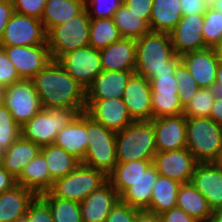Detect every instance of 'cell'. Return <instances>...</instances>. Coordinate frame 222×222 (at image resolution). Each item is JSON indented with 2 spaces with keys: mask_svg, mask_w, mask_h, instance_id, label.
Segmentation results:
<instances>
[{
  "mask_svg": "<svg viewBox=\"0 0 222 222\" xmlns=\"http://www.w3.org/2000/svg\"><path fill=\"white\" fill-rule=\"evenodd\" d=\"M39 196L49 205L53 222H83L80 203L59 199L49 191Z\"/></svg>",
  "mask_w": 222,
  "mask_h": 222,
  "instance_id": "8d00e7d4",
  "label": "cell"
},
{
  "mask_svg": "<svg viewBox=\"0 0 222 222\" xmlns=\"http://www.w3.org/2000/svg\"><path fill=\"white\" fill-rule=\"evenodd\" d=\"M140 210L119 201L107 215L105 222H134Z\"/></svg>",
  "mask_w": 222,
  "mask_h": 222,
  "instance_id": "bcb514c9",
  "label": "cell"
},
{
  "mask_svg": "<svg viewBox=\"0 0 222 222\" xmlns=\"http://www.w3.org/2000/svg\"><path fill=\"white\" fill-rule=\"evenodd\" d=\"M217 60L220 64H222V42L216 45L214 48Z\"/></svg>",
  "mask_w": 222,
  "mask_h": 222,
  "instance_id": "6f0895ef",
  "label": "cell"
},
{
  "mask_svg": "<svg viewBox=\"0 0 222 222\" xmlns=\"http://www.w3.org/2000/svg\"><path fill=\"white\" fill-rule=\"evenodd\" d=\"M3 98H4V88L0 86V105L3 104Z\"/></svg>",
  "mask_w": 222,
  "mask_h": 222,
  "instance_id": "6125c7cd",
  "label": "cell"
},
{
  "mask_svg": "<svg viewBox=\"0 0 222 222\" xmlns=\"http://www.w3.org/2000/svg\"><path fill=\"white\" fill-rule=\"evenodd\" d=\"M212 91L215 97L222 95V64H218L216 70V83L212 86Z\"/></svg>",
  "mask_w": 222,
  "mask_h": 222,
  "instance_id": "11a10c76",
  "label": "cell"
},
{
  "mask_svg": "<svg viewBox=\"0 0 222 222\" xmlns=\"http://www.w3.org/2000/svg\"><path fill=\"white\" fill-rule=\"evenodd\" d=\"M119 201L120 195L107 181L80 203L83 222H105L107 215Z\"/></svg>",
  "mask_w": 222,
  "mask_h": 222,
  "instance_id": "44dd1931",
  "label": "cell"
},
{
  "mask_svg": "<svg viewBox=\"0 0 222 222\" xmlns=\"http://www.w3.org/2000/svg\"><path fill=\"white\" fill-rule=\"evenodd\" d=\"M180 58L200 88H212L216 83V70L219 64L213 48L188 52Z\"/></svg>",
  "mask_w": 222,
  "mask_h": 222,
  "instance_id": "ffe728a7",
  "label": "cell"
},
{
  "mask_svg": "<svg viewBox=\"0 0 222 222\" xmlns=\"http://www.w3.org/2000/svg\"><path fill=\"white\" fill-rule=\"evenodd\" d=\"M86 133L89 147L81 163L108 176L117 165L116 132L105 128L86 113Z\"/></svg>",
  "mask_w": 222,
  "mask_h": 222,
  "instance_id": "5b68a950",
  "label": "cell"
},
{
  "mask_svg": "<svg viewBox=\"0 0 222 222\" xmlns=\"http://www.w3.org/2000/svg\"><path fill=\"white\" fill-rule=\"evenodd\" d=\"M152 120L157 152L186 148V117L183 114Z\"/></svg>",
  "mask_w": 222,
  "mask_h": 222,
  "instance_id": "ac0fdd59",
  "label": "cell"
},
{
  "mask_svg": "<svg viewBox=\"0 0 222 222\" xmlns=\"http://www.w3.org/2000/svg\"><path fill=\"white\" fill-rule=\"evenodd\" d=\"M190 182L212 211L222 207V170L215 163H198Z\"/></svg>",
  "mask_w": 222,
  "mask_h": 222,
  "instance_id": "d6986e66",
  "label": "cell"
},
{
  "mask_svg": "<svg viewBox=\"0 0 222 222\" xmlns=\"http://www.w3.org/2000/svg\"><path fill=\"white\" fill-rule=\"evenodd\" d=\"M3 104L20 127L43 109L32 80L25 79L4 87Z\"/></svg>",
  "mask_w": 222,
  "mask_h": 222,
  "instance_id": "9c48e42d",
  "label": "cell"
},
{
  "mask_svg": "<svg viewBox=\"0 0 222 222\" xmlns=\"http://www.w3.org/2000/svg\"><path fill=\"white\" fill-rule=\"evenodd\" d=\"M149 82L153 119L183 114L175 75H153Z\"/></svg>",
  "mask_w": 222,
  "mask_h": 222,
  "instance_id": "7c38bea8",
  "label": "cell"
},
{
  "mask_svg": "<svg viewBox=\"0 0 222 222\" xmlns=\"http://www.w3.org/2000/svg\"><path fill=\"white\" fill-rule=\"evenodd\" d=\"M38 195L21 185L0 194V222H17L23 220L30 204Z\"/></svg>",
  "mask_w": 222,
  "mask_h": 222,
  "instance_id": "cb8c5ba5",
  "label": "cell"
},
{
  "mask_svg": "<svg viewBox=\"0 0 222 222\" xmlns=\"http://www.w3.org/2000/svg\"><path fill=\"white\" fill-rule=\"evenodd\" d=\"M159 216L161 222H197L194 218L177 206Z\"/></svg>",
  "mask_w": 222,
  "mask_h": 222,
  "instance_id": "681fc988",
  "label": "cell"
},
{
  "mask_svg": "<svg viewBox=\"0 0 222 222\" xmlns=\"http://www.w3.org/2000/svg\"><path fill=\"white\" fill-rule=\"evenodd\" d=\"M114 23L124 38L137 40L150 32L149 24L132 13L126 5H122L113 16Z\"/></svg>",
  "mask_w": 222,
  "mask_h": 222,
  "instance_id": "e575fe53",
  "label": "cell"
},
{
  "mask_svg": "<svg viewBox=\"0 0 222 222\" xmlns=\"http://www.w3.org/2000/svg\"><path fill=\"white\" fill-rule=\"evenodd\" d=\"M156 151L153 120L133 121L116 132L117 163L153 160Z\"/></svg>",
  "mask_w": 222,
  "mask_h": 222,
  "instance_id": "3957f363",
  "label": "cell"
},
{
  "mask_svg": "<svg viewBox=\"0 0 222 222\" xmlns=\"http://www.w3.org/2000/svg\"><path fill=\"white\" fill-rule=\"evenodd\" d=\"M14 12L41 20L47 0H12Z\"/></svg>",
  "mask_w": 222,
  "mask_h": 222,
  "instance_id": "ee69618b",
  "label": "cell"
},
{
  "mask_svg": "<svg viewBox=\"0 0 222 222\" xmlns=\"http://www.w3.org/2000/svg\"><path fill=\"white\" fill-rule=\"evenodd\" d=\"M3 153L4 151L0 149V166H2Z\"/></svg>",
  "mask_w": 222,
  "mask_h": 222,
  "instance_id": "be15d7a7",
  "label": "cell"
},
{
  "mask_svg": "<svg viewBox=\"0 0 222 222\" xmlns=\"http://www.w3.org/2000/svg\"><path fill=\"white\" fill-rule=\"evenodd\" d=\"M174 75L178 81L180 105L184 108L200 87L182 62L176 67Z\"/></svg>",
  "mask_w": 222,
  "mask_h": 222,
  "instance_id": "60d3db41",
  "label": "cell"
},
{
  "mask_svg": "<svg viewBox=\"0 0 222 222\" xmlns=\"http://www.w3.org/2000/svg\"><path fill=\"white\" fill-rule=\"evenodd\" d=\"M181 183L164 176H158L152 188L148 212L161 215L177 206V195Z\"/></svg>",
  "mask_w": 222,
  "mask_h": 222,
  "instance_id": "1f68e13d",
  "label": "cell"
},
{
  "mask_svg": "<svg viewBox=\"0 0 222 222\" xmlns=\"http://www.w3.org/2000/svg\"><path fill=\"white\" fill-rule=\"evenodd\" d=\"M181 17L180 0H154L149 27L154 32L171 33Z\"/></svg>",
  "mask_w": 222,
  "mask_h": 222,
  "instance_id": "f546056e",
  "label": "cell"
},
{
  "mask_svg": "<svg viewBox=\"0 0 222 222\" xmlns=\"http://www.w3.org/2000/svg\"><path fill=\"white\" fill-rule=\"evenodd\" d=\"M57 61L85 90L103 71L100 52L90 45L69 51Z\"/></svg>",
  "mask_w": 222,
  "mask_h": 222,
  "instance_id": "30bf717a",
  "label": "cell"
},
{
  "mask_svg": "<svg viewBox=\"0 0 222 222\" xmlns=\"http://www.w3.org/2000/svg\"><path fill=\"white\" fill-rule=\"evenodd\" d=\"M182 16L204 14L208 8L204 0H180Z\"/></svg>",
  "mask_w": 222,
  "mask_h": 222,
  "instance_id": "c3c4849f",
  "label": "cell"
},
{
  "mask_svg": "<svg viewBox=\"0 0 222 222\" xmlns=\"http://www.w3.org/2000/svg\"><path fill=\"white\" fill-rule=\"evenodd\" d=\"M209 118L222 126V95L215 98L214 105L212 106Z\"/></svg>",
  "mask_w": 222,
  "mask_h": 222,
  "instance_id": "f5cc1de1",
  "label": "cell"
},
{
  "mask_svg": "<svg viewBox=\"0 0 222 222\" xmlns=\"http://www.w3.org/2000/svg\"><path fill=\"white\" fill-rule=\"evenodd\" d=\"M91 19L86 9L47 32V46L53 61L62 55L89 45Z\"/></svg>",
  "mask_w": 222,
  "mask_h": 222,
  "instance_id": "8992f818",
  "label": "cell"
},
{
  "mask_svg": "<svg viewBox=\"0 0 222 222\" xmlns=\"http://www.w3.org/2000/svg\"><path fill=\"white\" fill-rule=\"evenodd\" d=\"M186 148L198 163H214L222 151V126L209 117L186 118Z\"/></svg>",
  "mask_w": 222,
  "mask_h": 222,
  "instance_id": "277c9868",
  "label": "cell"
},
{
  "mask_svg": "<svg viewBox=\"0 0 222 222\" xmlns=\"http://www.w3.org/2000/svg\"><path fill=\"white\" fill-rule=\"evenodd\" d=\"M134 222H161V220L159 215L141 210L136 214Z\"/></svg>",
  "mask_w": 222,
  "mask_h": 222,
  "instance_id": "db71d44e",
  "label": "cell"
},
{
  "mask_svg": "<svg viewBox=\"0 0 222 222\" xmlns=\"http://www.w3.org/2000/svg\"><path fill=\"white\" fill-rule=\"evenodd\" d=\"M21 80L13 63L7 57L4 48L0 46V86L7 87Z\"/></svg>",
  "mask_w": 222,
  "mask_h": 222,
  "instance_id": "f6af8a7d",
  "label": "cell"
},
{
  "mask_svg": "<svg viewBox=\"0 0 222 222\" xmlns=\"http://www.w3.org/2000/svg\"><path fill=\"white\" fill-rule=\"evenodd\" d=\"M159 173L152 164L143 175L133 183L121 196L120 201L138 210H147L152 198V188Z\"/></svg>",
  "mask_w": 222,
  "mask_h": 222,
  "instance_id": "4316f807",
  "label": "cell"
},
{
  "mask_svg": "<svg viewBox=\"0 0 222 222\" xmlns=\"http://www.w3.org/2000/svg\"><path fill=\"white\" fill-rule=\"evenodd\" d=\"M204 14L182 16L176 28L170 33L175 54L185 53L207 48L203 40Z\"/></svg>",
  "mask_w": 222,
  "mask_h": 222,
  "instance_id": "e0dca14e",
  "label": "cell"
},
{
  "mask_svg": "<svg viewBox=\"0 0 222 222\" xmlns=\"http://www.w3.org/2000/svg\"><path fill=\"white\" fill-rule=\"evenodd\" d=\"M122 35L113 18L91 19L89 45L97 50L120 40Z\"/></svg>",
  "mask_w": 222,
  "mask_h": 222,
  "instance_id": "d590c367",
  "label": "cell"
},
{
  "mask_svg": "<svg viewBox=\"0 0 222 222\" xmlns=\"http://www.w3.org/2000/svg\"><path fill=\"white\" fill-rule=\"evenodd\" d=\"M85 112L114 132L122 131L133 122L122 98L86 100Z\"/></svg>",
  "mask_w": 222,
  "mask_h": 222,
  "instance_id": "9a60e30c",
  "label": "cell"
},
{
  "mask_svg": "<svg viewBox=\"0 0 222 222\" xmlns=\"http://www.w3.org/2000/svg\"><path fill=\"white\" fill-rule=\"evenodd\" d=\"M42 147L20 136L3 153L2 167L17 179L25 166L41 153Z\"/></svg>",
  "mask_w": 222,
  "mask_h": 222,
  "instance_id": "484cf974",
  "label": "cell"
},
{
  "mask_svg": "<svg viewBox=\"0 0 222 222\" xmlns=\"http://www.w3.org/2000/svg\"><path fill=\"white\" fill-rule=\"evenodd\" d=\"M177 207L197 222H210L212 210L205 197L191 184L182 183L178 190Z\"/></svg>",
  "mask_w": 222,
  "mask_h": 222,
  "instance_id": "f1b7e54d",
  "label": "cell"
},
{
  "mask_svg": "<svg viewBox=\"0 0 222 222\" xmlns=\"http://www.w3.org/2000/svg\"><path fill=\"white\" fill-rule=\"evenodd\" d=\"M41 154L46 160L52 182L66 176L81 164L78 158L56 144L43 146Z\"/></svg>",
  "mask_w": 222,
  "mask_h": 222,
  "instance_id": "d6a6232c",
  "label": "cell"
},
{
  "mask_svg": "<svg viewBox=\"0 0 222 222\" xmlns=\"http://www.w3.org/2000/svg\"><path fill=\"white\" fill-rule=\"evenodd\" d=\"M134 73L103 70L86 89V100L122 98L124 89Z\"/></svg>",
  "mask_w": 222,
  "mask_h": 222,
  "instance_id": "603a6c76",
  "label": "cell"
},
{
  "mask_svg": "<svg viewBox=\"0 0 222 222\" xmlns=\"http://www.w3.org/2000/svg\"><path fill=\"white\" fill-rule=\"evenodd\" d=\"M216 10H218L220 13H222V0H217L215 6L213 7Z\"/></svg>",
  "mask_w": 222,
  "mask_h": 222,
  "instance_id": "94428289",
  "label": "cell"
},
{
  "mask_svg": "<svg viewBox=\"0 0 222 222\" xmlns=\"http://www.w3.org/2000/svg\"><path fill=\"white\" fill-rule=\"evenodd\" d=\"M99 52L104 71L135 72L136 41L134 39L122 37Z\"/></svg>",
  "mask_w": 222,
  "mask_h": 222,
  "instance_id": "7402d4cb",
  "label": "cell"
},
{
  "mask_svg": "<svg viewBox=\"0 0 222 222\" xmlns=\"http://www.w3.org/2000/svg\"><path fill=\"white\" fill-rule=\"evenodd\" d=\"M1 47L13 63L20 79L31 80L52 61L47 43L34 46Z\"/></svg>",
  "mask_w": 222,
  "mask_h": 222,
  "instance_id": "4fadbf2b",
  "label": "cell"
},
{
  "mask_svg": "<svg viewBox=\"0 0 222 222\" xmlns=\"http://www.w3.org/2000/svg\"><path fill=\"white\" fill-rule=\"evenodd\" d=\"M215 98L212 89L199 88L183 108V115L186 118L209 117Z\"/></svg>",
  "mask_w": 222,
  "mask_h": 222,
  "instance_id": "74e56055",
  "label": "cell"
},
{
  "mask_svg": "<svg viewBox=\"0 0 222 222\" xmlns=\"http://www.w3.org/2000/svg\"><path fill=\"white\" fill-rule=\"evenodd\" d=\"M47 43V32L40 19L13 13L8 21L0 46H34Z\"/></svg>",
  "mask_w": 222,
  "mask_h": 222,
  "instance_id": "8fae6325",
  "label": "cell"
},
{
  "mask_svg": "<svg viewBox=\"0 0 222 222\" xmlns=\"http://www.w3.org/2000/svg\"><path fill=\"white\" fill-rule=\"evenodd\" d=\"M214 163L222 170V151Z\"/></svg>",
  "mask_w": 222,
  "mask_h": 222,
  "instance_id": "680465c9",
  "label": "cell"
},
{
  "mask_svg": "<svg viewBox=\"0 0 222 222\" xmlns=\"http://www.w3.org/2000/svg\"><path fill=\"white\" fill-rule=\"evenodd\" d=\"M42 108L86 111V90L74 80L58 61H51L32 79Z\"/></svg>",
  "mask_w": 222,
  "mask_h": 222,
  "instance_id": "6da1fadb",
  "label": "cell"
},
{
  "mask_svg": "<svg viewBox=\"0 0 222 222\" xmlns=\"http://www.w3.org/2000/svg\"><path fill=\"white\" fill-rule=\"evenodd\" d=\"M108 181V176L81 163L75 170L53 182L49 192L59 199L81 203Z\"/></svg>",
  "mask_w": 222,
  "mask_h": 222,
  "instance_id": "ba28073f",
  "label": "cell"
},
{
  "mask_svg": "<svg viewBox=\"0 0 222 222\" xmlns=\"http://www.w3.org/2000/svg\"><path fill=\"white\" fill-rule=\"evenodd\" d=\"M207 8H213L217 2V0H204Z\"/></svg>",
  "mask_w": 222,
  "mask_h": 222,
  "instance_id": "91938a15",
  "label": "cell"
},
{
  "mask_svg": "<svg viewBox=\"0 0 222 222\" xmlns=\"http://www.w3.org/2000/svg\"><path fill=\"white\" fill-rule=\"evenodd\" d=\"M23 219L26 222H53L49 205L39 195L30 204Z\"/></svg>",
  "mask_w": 222,
  "mask_h": 222,
  "instance_id": "7bdbcfd3",
  "label": "cell"
},
{
  "mask_svg": "<svg viewBox=\"0 0 222 222\" xmlns=\"http://www.w3.org/2000/svg\"><path fill=\"white\" fill-rule=\"evenodd\" d=\"M152 164L153 160L117 163L114 170L108 175V181L121 196Z\"/></svg>",
  "mask_w": 222,
  "mask_h": 222,
  "instance_id": "836d02e7",
  "label": "cell"
},
{
  "mask_svg": "<svg viewBox=\"0 0 222 222\" xmlns=\"http://www.w3.org/2000/svg\"><path fill=\"white\" fill-rule=\"evenodd\" d=\"M135 41L136 74L148 80L153 75H174L181 58L174 52L170 33L150 31Z\"/></svg>",
  "mask_w": 222,
  "mask_h": 222,
  "instance_id": "7a4b0ae2",
  "label": "cell"
},
{
  "mask_svg": "<svg viewBox=\"0 0 222 222\" xmlns=\"http://www.w3.org/2000/svg\"><path fill=\"white\" fill-rule=\"evenodd\" d=\"M17 184L34 191L37 195L48 192L53 182L44 156L40 153L32 159L16 179Z\"/></svg>",
  "mask_w": 222,
  "mask_h": 222,
  "instance_id": "83f0119b",
  "label": "cell"
},
{
  "mask_svg": "<svg viewBox=\"0 0 222 222\" xmlns=\"http://www.w3.org/2000/svg\"><path fill=\"white\" fill-rule=\"evenodd\" d=\"M17 185L16 179L2 166H0V194Z\"/></svg>",
  "mask_w": 222,
  "mask_h": 222,
  "instance_id": "816d5d0a",
  "label": "cell"
},
{
  "mask_svg": "<svg viewBox=\"0 0 222 222\" xmlns=\"http://www.w3.org/2000/svg\"><path fill=\"white\" fill-rule=\"evenodd\" d=\"M122 99L133 121L153 119L151 85L148 79L134 73L124 89Z\"/></svg>",
  "mask_w": 222,
  "mask_h": 222,
  "instance_id": "2e32d148",
  "label": "cell"
},
{
  "mask_svg": "<svg viewBox=\"0 0 222 222\" xmlns=\"http://www.w3.org/2000/svg\"><path fill=\"white\" fill-rule=\"evenodd\" d=\"M90 19L113 18L123 0H84Z\"/></svg>",
  "mask_w": 222,
  "mask_h": 222,
  "instance_id": "b9f144b4",
  "label": "cell"
},
{
  "mask_svg": "<svg viewBox=\"0 0 222 222\" xmlns=\"http://www.w3.org/2000/svg\"><path fill=\"white\" fill-rule=\"evenodd\" d=\"M86 136V112H82L57 134L54 144L82 162L89 147Z\"/></svg>",
  "mask_w": 222,
  "mask_h": 222,
  "instance_id": "d4e9b609",
  "label": "cell"
},
{
  "mask_svg": "<svg viewBox=\"0 0 222 222\" xmlns=\"http://www.w3.org/2000/svg\"><path fill=\"white\" fill-rule=\"evenodd\" d=\"M85 9L84 0H47L41 21L46 32L67 22Z\"/></svg>",
  "mask_w": 222,
  "mask_h": 222,
  "instance_id": "4dcf8cb0",
  "label": "cell"
},
{
  "mask_svg": "<svg viewBox=\"0 0 222 222\" xmlns=\"http://www.w3.org/2000/svg\"><path fill=\"white\" fill-rule=\"evenodd\" d=\"M78 114L71 108H43L21 127V136L41 147L54 144L57 134Z\"/></svg>",
  "mask_w": 222,
  "mask_h": 222,
  "instance_id": "52a82bcc",
  "label": "cell"
},
{
  "mask_svg": "<svg viewBox=\"0 0 222 222\" xmlns=\"http://www.w3.org/2000/svg\"><path fill=\"white\" fill-rule=\"evenodd\" d=\"M14 13L12 0H0V41L3 36L4 29Z\"/></svg>",
  "mask_w": 222,
  "mask_h": 222,
  "instance_id": "f907efd6",
  "label": "cell"
},
{
  "mask_svg": "<svg viewBox=\"0 0 222 222\" xmlns=\"http://www.w3.org/2000/svg\"><path fill=\"white\" fill-rule=\"evenodd\" d=\"M210 222H222V207L212 211Z\"/></svg>",
  "mask_w": 222,
  "mask_h": 222,
  "instance_id": "9f6ffc18",
  "label": "cell"
},
{
  "mask_svg": "<svg viewBox=\"0 0 222 222\" xmlns=\"http://www.w3.org/2000/svg\"><path fill=\"white\" fill-rule=\"evenodd\" d=\"M21 136V127L15 122L11 112L0 105V149L6 150Z\"/></svg>",
  "mask_w": 222,
  "mask_h": 222,
  "instance_id": "ab89813d",
  "label": "cell"
},
{
  "mask_svg": "<svg viewBox=\"0 0 222 222\" xmlns=\"http://www.w3.org/2000/svg\"><path fill=\"white\" fill-rule=\"evenodd\" d=\"M202 34L208 48H214L222 42V13L215 8H208L204 13Z\"/></svg>",
  "mask_w": 222,
  "mask_h": 222,
  "instance_id": "f35d334b",
  "label": "cell"
},
{
  "mask_svg": "<svg viewBox=\"0 0 222 222\" xmlns=\"http://www.w3.org/2000/svg\"><path fill=\"white\" fill-rule=\"evenodd\" d=\"M153 164L160 176L182 183L191 181L193 171L198 164L193 154L187 149L157 152Z\"/></svg>",
  "mask_w": 222,
  "mask_h": 222,
  "instance_id": "5bb4252c",
  "label": "cell"
},
{
  "mask_svg": "<svg viewBox=\"0 0 222 222\" xmlns=\"http://www.w3.org/2000/svg\"><path fill=\"white\" fill-rule=\"evenodd\" d=\"M154 0H123V4L137 16H141L148 24L152 13Z\"/></svg>",
  "mask_w": 222,
  "mask_h": 222,
  "instance_id": "7dc6e473",
  "label": "cell"
}]
</instances>
